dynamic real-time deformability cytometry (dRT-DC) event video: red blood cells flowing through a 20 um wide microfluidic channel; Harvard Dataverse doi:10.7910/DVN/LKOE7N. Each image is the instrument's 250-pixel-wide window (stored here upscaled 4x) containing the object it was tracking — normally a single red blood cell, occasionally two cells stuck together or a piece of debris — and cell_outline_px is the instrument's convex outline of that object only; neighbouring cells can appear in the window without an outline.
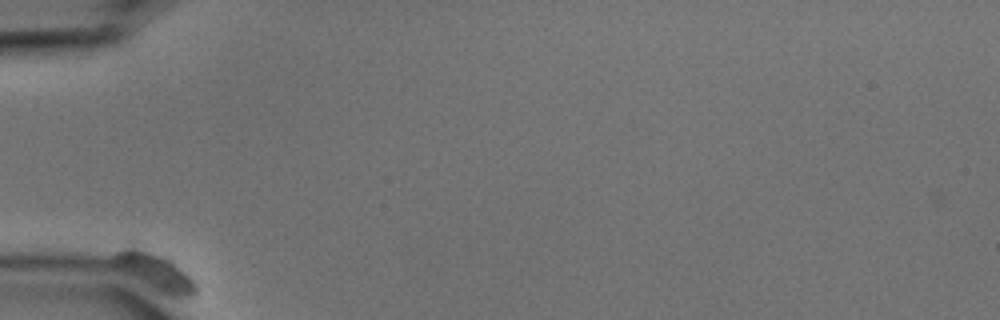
{"species": "common noctule bat (a hibernating species)", "species_latin": "Nyctalus noctula", "temperature_condition": "cold", "stored_images_in_passage": 98, "camera_frame_rate_fps": 3000, "um_per_image_px": 0.085, "animal": {"sex": "male", "body_mass_g": 15.6}, "frame": {"image": 1, "passage_image": 1, "time_ms": 0.0, "image_size_px": [1000, 320], "cell_outline_px": [[200, 292], [196, 300], [180, 300], [160, 292], [112, 268], [112, 256], [116, 252], [124, 248], [136, 248], [164, 256], [172, 260], [196, 284]], "centroid_in_image_um": [13.23, 23.2], "position_along_channel_um": 71.8, "area_um2": 18.44}}
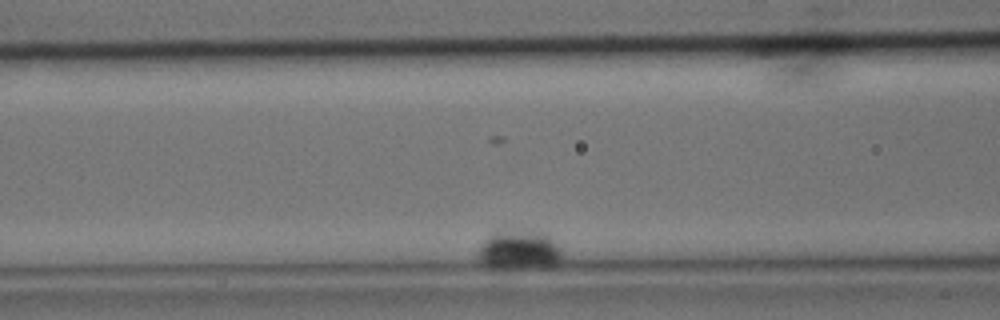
{"frame": {"image": 2, "passage_image": 32, "time_ms": 10.333, "image_size_px": [1000, 320], "cell_outline_px": [[560, 256], [548, 268], [492, 268], [480, 260], [476, 256], [476, 252], [484, 240], [492, 232], [544, 232], [560, 248]], "centroid_in_image_um": [44.07, 21.28], "position_along_channel_um": 122.5, "area_um2": 18.73}}
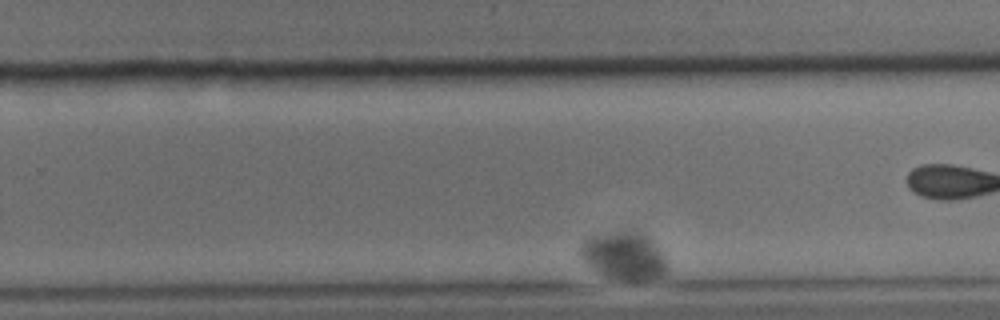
{"frame": {"image": 3, "passage_image": 75, "time_ms": 24.667, "image_size_px": [1000, 320], "cell_outline_px": [[668, 272], [660, 276], [604, 276], [588, 264], [580, 256], [580, 244], [588, 236], [624, 228], [636, 228], [652, 240], [664, 256], [668, 268]], "centroid_in_image_um": [53.0, 21.59], "position_along_channel_um": 276.8, "area_um2": 23.64}}